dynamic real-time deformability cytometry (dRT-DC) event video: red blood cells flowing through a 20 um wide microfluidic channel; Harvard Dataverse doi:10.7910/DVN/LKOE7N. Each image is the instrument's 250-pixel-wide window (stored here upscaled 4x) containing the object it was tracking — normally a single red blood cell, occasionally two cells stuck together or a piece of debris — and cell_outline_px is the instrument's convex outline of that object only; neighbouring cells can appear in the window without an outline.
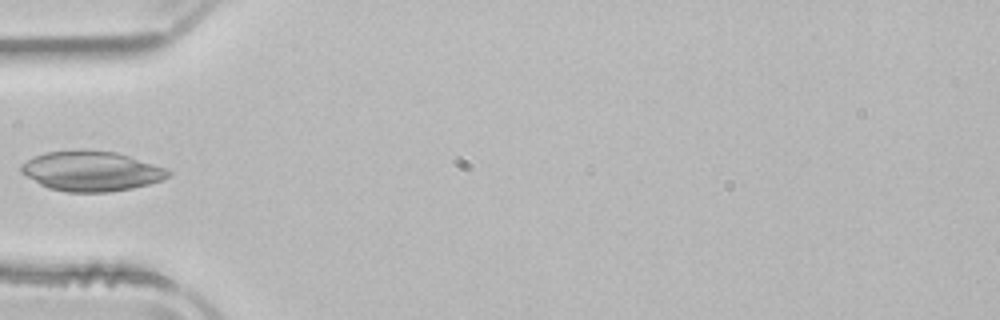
{"species": "common noctule bat (a hibernating species)", "species_latin": "Nyctalus noctula", "temperature_condition": "room temperature", "stored_images_in_passage": 29, "camera_frame_rate_fps": 3000, "um_per_image_px": 0.085, "animal": {"sex": "male", "body_mass_g": 21.5, "forearm_length_mm": 52.0}, "frame": {"image": 1, "passage_image": 1, "time_ms": 0.0, "image_size_px": [1000, 320], "cell_outline_px": [[168, 176], [164, 180], [132, 188], [108, 192], [64, 192], [48, 188], [40, 184], [20, 172], [20, 164], [44, 152], [84, 148], [116, 152], [164, 168], [168, 172]], "centroid_in_image_um": [7.7, 14.53], "position_along_channel_um": 77.3, "area_um2": 34.28}}